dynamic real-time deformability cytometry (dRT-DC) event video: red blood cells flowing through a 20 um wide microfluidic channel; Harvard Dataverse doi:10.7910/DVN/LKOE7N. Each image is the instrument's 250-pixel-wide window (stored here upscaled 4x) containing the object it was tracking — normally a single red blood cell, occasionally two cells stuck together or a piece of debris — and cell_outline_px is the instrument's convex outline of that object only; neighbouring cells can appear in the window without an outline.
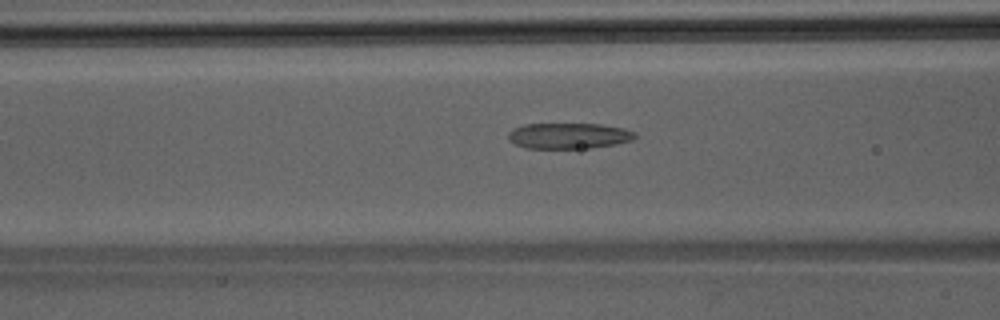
{"species": "Egyptian fruit bat (a non-hibernating species)", "species_latin": "Rousettus aegyptiacus", "temperature_condition": "room temperature", "stored_images_in_passage": 43, "camera_frame_rate_fps": 3000, "um_per_image_px": 0.085, "animal": {"sex": "male"}, "frame": {"image": 1, "passage_image": 19, "time_ms": 6.0, "image_size_px": [1000, 320], "cell_outline_px": [[636, 136], [632, 140], [616, 144], [592, 148], [524, 148], [508, 140], [508, 132], [512, 128], [524, 124], [600, 124], [624, 128], [636, 132]], "centroid_in_image_um": [48.33, 11.54], "position_along_channel_um": 118.3, "area_um2": 19.19}}
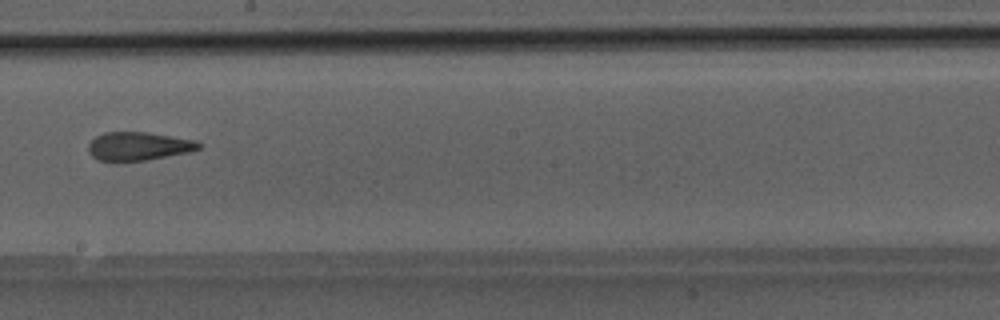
{"frame": {"image": 2, "passage_image": 27, "time_ms": 8.667, "image_size_px": [1000, 320], "cell_outline_px": [[200, 148], [188, 152], [144, 160], [100, 160], [92, 156], [88, 152], [88, 144], [96, 136], [104, 132], [148, 132], [196, 140], [200, 144]], "centroid_in_image_um": [11.76, 12.4], "position_along_channel_um": 236.4, "area_um2": 17.98}}
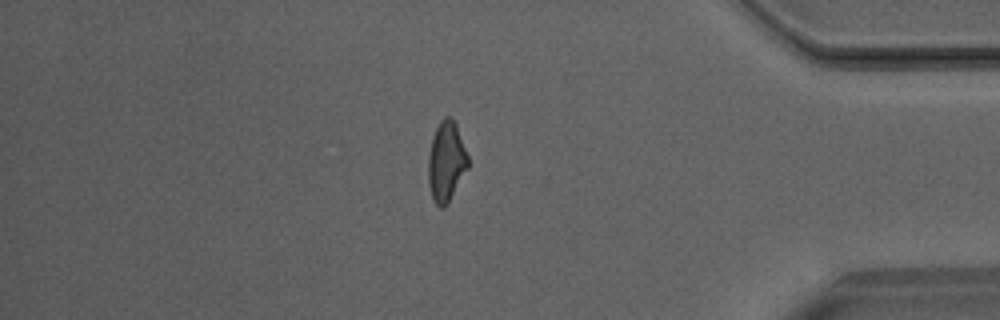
{"frame": {"image": 3, "passage_image": 40, "time_ms": 13.0, "image_size_px": [1000, 320], "cell_outline_px": [[468, 168], [444, 208], [440, 208], [432, 200], [428, 184], [428, 156], [432, 136], [440, 120], [444, 116], [452, 116], [456, 124], [468, 156]], "centroid_in_image_um": [37.91, 13.71], "position_along_channel_um": 397.3, "area_um2": 18.61}}